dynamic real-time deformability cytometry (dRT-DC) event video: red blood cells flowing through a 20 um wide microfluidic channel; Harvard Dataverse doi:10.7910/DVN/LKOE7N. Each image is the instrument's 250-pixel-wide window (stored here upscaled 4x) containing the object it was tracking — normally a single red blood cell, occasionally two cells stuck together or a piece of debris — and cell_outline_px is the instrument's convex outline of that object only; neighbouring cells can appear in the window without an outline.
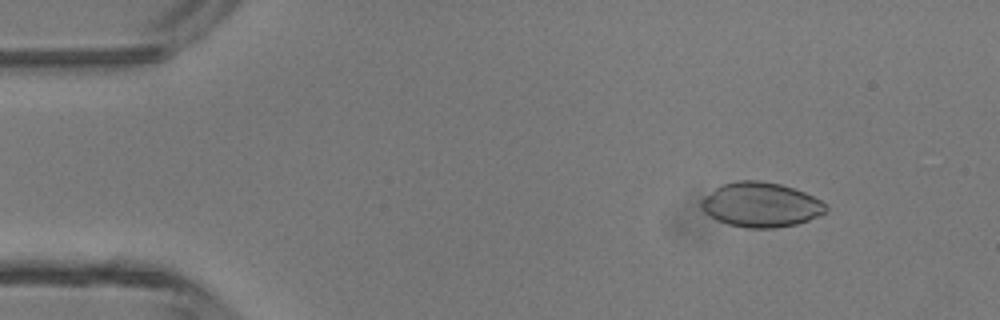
{"species": "common noctule bat (a hibernating species)", "species_latin": "Nyctalus noctula", "temperature_condition": "room temperature", "stored_images_in_passage": 42, "camera_frame_rate_fps": 3000, "um_per_image_px": 0.085, "animal": {"sex": "male", "body_mass_g": 13.3}, "frame": {"image": 1, "passage_image": 1, "time_ms": 0.0, "image_size_px": [1000, 320], "cell_outline_px": [[828, 212], [820, 216], [796, 224], [776, 228], [748, 228], [728, 224], [716, 220], [704, 212], [700, 204], [700, 200], [720, 184], [736, 180], [760, 180], [780, 184], [804, 192], [820, 200], [828, 208]], "centroid_in_image_um": [64.66, 17.4], "position_along_channel_um": 20.3, "area_um2": 32.6}}
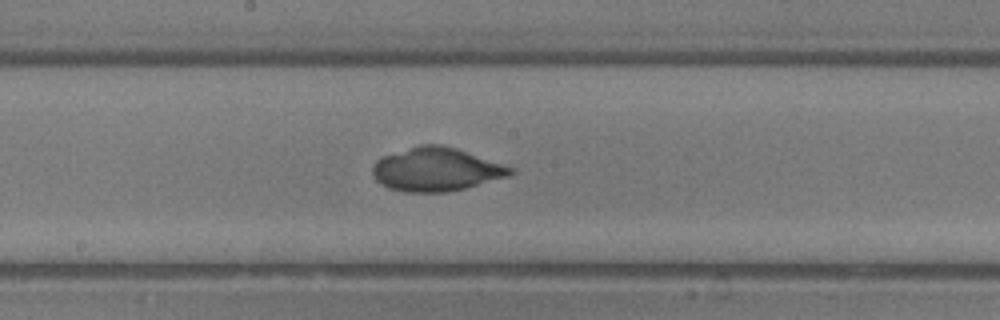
{"frame": {"image": 2, "passage_image": 20, "time_ms": 6.333, "image_size_px": [1000, 320], "cell_outline_px": [[516, 172], [508, 176], [464, 188], [448, 192], [404, 192], [388, 188], [376, 180], [372, 172], [372, 168], [376, 160], [384, 156], [420, 144], [440, 144], [456, 148], [516, 168]], "centroid_in_image_um": [37.09, 14.4], "position_along_channel_um": 211.1, "area_um2": 34.85}}
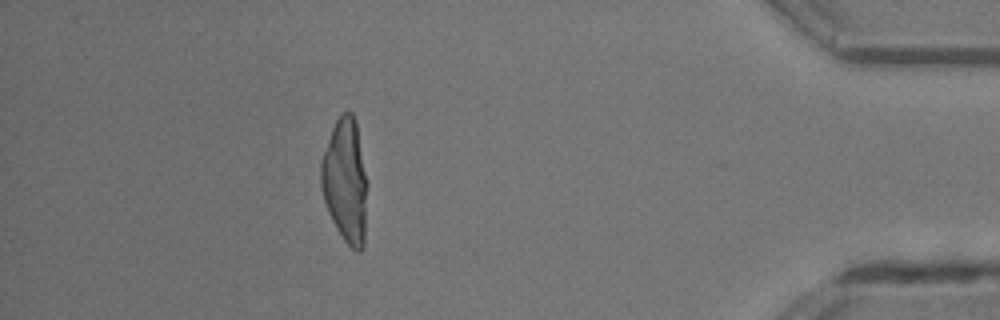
{"frame": {"image": 3, "passage_image": 37, "time_ms": 12.0, "image_size_px": [1000, 320], "cell_outline_px": [[368, 184], [364, 248], [360, 252], [356, 252], [344, 240], [336, 228], [328, 212], [324, 200], [320, 184], [320, 160], [332, 128], [336, 120], [344, 112], [352, 112], [356, 120]], "centroid_in_image_um": [29.37, 15.39], "position_along_channel_um": 405.8, "area_um2": 34.04}}